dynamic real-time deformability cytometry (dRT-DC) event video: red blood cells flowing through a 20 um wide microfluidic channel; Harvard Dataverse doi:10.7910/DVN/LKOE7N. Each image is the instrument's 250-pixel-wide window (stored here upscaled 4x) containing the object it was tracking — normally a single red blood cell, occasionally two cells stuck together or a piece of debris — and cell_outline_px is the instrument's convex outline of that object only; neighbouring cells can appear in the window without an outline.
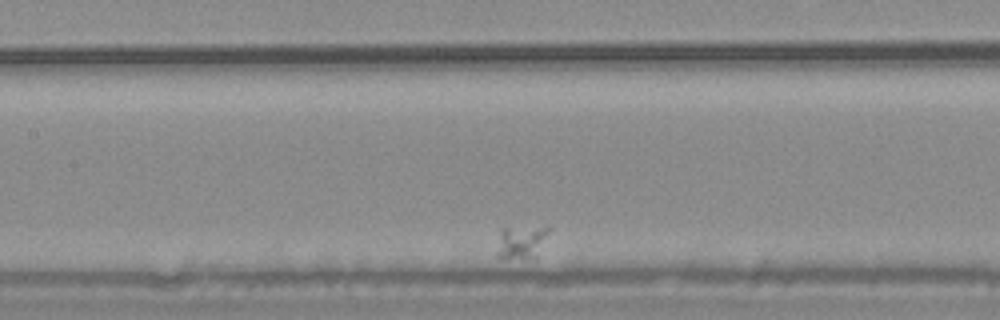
{"species": "common noctule bat (a hibernating species)", "species_latin": "Nyctalus noctula", "temperature_condition": "warm", "stored_images_in_passage": 14, "camera_frame_rate_fps": 3000, "um_per_image_px": 0.085, "animal": {"sex": "male", "body_mass_g": 20.4}, "frame": {"image": 1, "passage_image": 12, "time_ms": 3.667, "image_size_px": [1000, 320], "cell_outline_px": [[552, 228], [536, 256], [496, 256], [496, 252], [500, 228], [548, 224]], "centroid_in_image_um": [44.37, 20.43], "position_along_channel_um": 163.0, "area_um2": 10.12}}